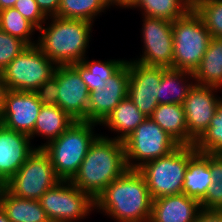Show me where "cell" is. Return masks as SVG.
I'll use <instances>...</instances> for the list:
<instances>
[{"mask_svg": "<svg viewBox=\"0 0 222 222\" xmlns=\"http://www.w3.org/2000/svg\"><path fill=\"white\" fill-rule=\"evenodd\" d=\"M141 57L132 59L145 65L172 68L173 33L172 22L154 17L143 16Z\"/></svg>", "mask_w": 222, "mask_h": 222, "instance_id": "11", "label": "cell"}, {"mask_svg": "<svg viewBox=\"0 0 222 222\" xmlns=\"http://www.w3.org/2000/svg\"><path fill=\"white\" fill-rule=\"evenodd\" d=\"M42 104L35 92L7 90L0 123L17 132L30 135Z\"/></svg>", "mask_w": 222, "mask_h": 222, "instance_id": "16", "label": "cell"}, {"mask_svg": "<svg viewBox=\"0 0 222 222\" xmlns=\"http://www.w3.org/2000/svg\"><path fill=\"white\" fill-rule=\"evenodd\" d=\"M192 8L201 17L211 36L222 38V0H192Z\"/></svg>", "mask_w": 222, "mask_h": 222, "instance_id": "31", "label": "cell"}, {"mask_svg": "<svg viewBox=\"0 0 222 222\" xmlns=\"http://www.w3.org/2000/svg\"><path fill=\"white\" fill-rule=\"evenodd\" d=\"M194 147L199 153L222 154V100L209 127L195 141Z\"/></svg>", "mask_w": 222, "mask_h": 222, "instance_id": "30", "label": "cell"}, {"mask_svg": "<svg viewBox=\"0 0 222 222\" xmlns=\"http://www.w3.org/2000/svg\"><path fill=\"white\" fill-rule=\"evenodd\" d=\"M150 118L180 146H188V129L182 104H159Z\"/></svg>", "mask_w": 222, "mask_h": 222, "instance_id": "24", "label": "cell"}, {"mask_svg": "<svg viewBox=\"0 0 222 222\" xmlns=\"http://www.w3.org/2000/svg\"><path fill=\"white\" fill-rule=\"evenodd\" d=\"M220 89L195 84L185 98L182 105L188 129V146H194L195 141L209 127L217 105L222 100L215 94Z\"/></svg>", "mask_w": 222, "mask_h": 222, "instance_id": "13", "label": "cell"}, {"mask_svg": "<svg viewBox=\"0 0 222 222\" xmlns=\"http://www.w3.org/2000/svg\"><path fill=\"white\" fill-rule=\"evenodd\" d=\"M147 117L138 110L127 96L114 108L107 118L100 124L116 132V140L124 141Z\"/></svg>", "mask_w": 222, "mask_h": 222, "instance_id": "23", "label": "cell"}, {"mask_svg": "<svg viewBox=\"0 0 222 222\" xmlns=\"http://www.w3.org/2000/svg\"><path fill=\"white\" fill-rule=\"evenodd\" d=\"M128 170L123 141L99 134L90 145L77 173L70 180L94 201Z\"/></svg>", "mask_w": 222, "mask_h": 222, "instance_id": "2", "label": "cell"}, {"mask_svg": "<svg viewBox=\"0 0 222 222\" xmlns=\"http://www.w3.org/2000/svg\"><path fill=\"white\" fill-rule=\"evenodd\" d=\"M109 2L112 7H114L115 5L122 9H129V7L135 2V0H109Z\"/></svg>", "mask_w": 222, "mask_h": 222, "instance_id": "39", "label": "cell"}, {"mask_svg": "<svg viewBox=\"0 0 222 222\" xmlns=\"http://www.w3.org/2000/svg\"><path fill=\"white\" fill-rule=\"evenodd\" d=\"M29 135L0 123V186H3L37 148Z\"/></svg>", "mask_w": 222, "mask_h": 222, "instance_id": "17", "label": "cell"}, {"mask_svg": "<svg viewBox=\"0 0 222 222\" xmlns=\"http://www.w3.org/2000/svg\"><path fill=\"white\" fill-rule=\"evenodd\" d=\"M17 0H0V11L6 8H11Z\"/></svg>", "mask_w": 222, "mask_h": 222, "instance_id": "40", "label": "cell"}, {"mask_svg": "<svg viewBox=\"0 0 222 222\" xmlns=\"http://www.w3.org/2000/svg\"><path fill=\"white\" fill-rule=\"evenodd\" d=\"M200 202L184 193L163 196L152 201L149 222H194Z\"/></svg>", "mask_w": 222, "mask_h": 222, "instance_id": "18", "label": "cell"}, {"mask_svg": "<svg viewBox=\"0 0 222 222\" xmlns=\"http://www.w3.org/2000/svg\"><path fill=\"white\" fill-rule=\"evenodd\" d=\"M123 144L130 170H138L145 163L167 156L180 146L150 117L141 122Z\"/></svg>", "mask_w": 222, "mask_h": 222, "instance_id": "7", "label": "cell"}, {"mask_svg": "<svg viewBox=\"0 0 222 222\" xmlns=\"http://www.w3.org/2000/svg\"><path fill=\"white\" fill-rule=\"evenodd\" d=\"M97 125L88 121H74L58 138L42 148L62 181H70L77 173L90 145L99 135L94 130Z\"/></svg>", "mask_w": 222, "mask_h": 222, "instance_id": "4", "label": "cell"}, {"mask_svg": "<svg viewBox=\"0 0 222 222\" xmlns=\"http://www.w3.org/2000/svg\"><path fill=\"white\" fill-rule=\"evenodd\" d=\"M172 68L194 73L212 38L201 17L191 8L183 17L172 22Z\"/></svg>", "mask_w": 222, "mask_h": 222, "instance_id": "5", "label": "cell"}, {"mask_svg": "<svg viewBox=\"0 0 222 222\" xmlns=\"http://www.w3.org/2000/svg\"><path fill=\"white\" fill-rule=\"evenodd\" d=\"M0 206L11 222H49L39 200L21 199L0 186Z\"/></svg>", "mask_w": 222, "mask_h": 222, "instance_id": "19", "label": "cell"}, {"mask_svg": "<svg viewBox=\"0 0 222 222\" xmlns=\"http://www.w3.org/2000/svg\"><path fill=\"white\" fill-rule=\"evenodd\" d=\"M195 84L192 72L167 68L159 85L158 104H183Z\"/></svg>", "mask_w": 222, "mask_h": 222, "instance_id": "22", "label": "cell"}, {"mask_svg": "<svg viewBox=\"0 0 222 222\" xmlns=\"http://www.w3.org/2000/svg\"><path fill=\"white\" fill-rule=\"evenodd\" d=\"M0 30L20 38L27 45H35L37 43V40H34L32 35L38 29L14 7L0 11Z\"/></svg>", "mask_w": 222, "mask_h": 222, "instance_id": "29", "label": "cell"}, {"mask_svg": "<svg viewBox=\"0 0 222 222\" xmlns=\"http://www.w3.org/2000/svg\"><path fill=\"white\" fill-rule=\"evenodd\" d=\"M129 8L141 9L142 16L173 22L183 17L192 8V0H135Z\"/></svg>", "mask_w": 222, "mask_h": 222, "instance_id": "27", "label": "cell"}, {"mask_svg": "<svg viewBox=\"0 0 222 222\" xmlns=\"http://www.w3.org/2000/svg\"><path fill=\"white\" fill-rule=\"evenodd\" d=\"M129 62L126 63L105 82L103 89L89 94L87 121L101 124L114 108L127 97L129 83Z\"/></svg>", "mask_w": 222, "mask_h": 222, "instance_id": "15", "label": "cell"}, {"mask_svg": "<svg viewBox=\"0 0 222 222\" xmlns=\"http://www.w3.org/2000/svg\"><path fill=\"white\" fill-rule=\"evenodd\" d=\"M50 221L77 222L95 210V201L70 181H60L39 199Z\"/></svg>", "mask_w": 222, "mask_h": 222, "instance_id": "10", "label": "cell"}, {"mask_svg": "<svg viewBox=\"0 0 222 222\" xmlns=\"http://www.w3.org/2000/svg\"><path fill=\"white\" fill-rule=\"evenodd\" d=\"M0 222H11L5 213V211L0 206Z\"/></svg>", "mask_w": 222, "mask_h": 222, "instance_id": "41", "label": "cell"}, {"mask_svg": "<svg viewBox=\"0 0 222 222\" xmlns=\"http://www.w3.org/2000/svg\"><path fill=\"white\" fill-rule=\"evenodd\" d=\"M13 7L37 29H39L45 21H48L35 0H17Z\"/></svg>", "mask_w": 222, "mask_h": 222, "instance_id": "34", "label": "cell"}, {"mask_svg": "<svg viewBox=\"0 0 222 222\" xmlns=\"http://www.w3.org/2000/svg\"><path fill=\"white\" fill-rule=\"evenodd\" d=\"M209 168V154L197 153L188 163L183 182V193L201 202L213 183Z\"/></svg>", "mask_w": 222, "mask_h": 222, "instance_id": "21", "label": "cell"}, {"mask_svg": "<svg viewBox=\"0 0 222 222\" xmlns=\"http://www.w3.org/2000/svg\"><path fill=\"white\" fill-rule=\"evenodd\" d=\"M7 90L8 89H7L6 83L4 82L2 75L0 73V115L4 108V101H5V95H6Z\"/></svg>", "mask_w": 222, "mask_h": 222, "instance_id": "38", "label": "cell"}, {"mask_svg": "<svg viewBox=\"0 0 222 222\" xmlns=\"http://www.w3.org/2000/svg\"><path fill=\"white\" fill-rule=\"evenodd\" d=\"M42 13L48 17H55L58 14L60 0H35Z\"/></svg>", "mask_w": 222, "mask_h": 222, "instance_id": "36", "label": "cell"}, {"mask_svg": "<svg viewBox=\"0 0 222 222\" xmlns=\"http://www.w3.org/2000/svg\"><path fill=\"white\" fill-rule=\"evenodd\" d=\"M194 222H222V210L201 209Z\"/></svg>", "mask_w": 222, "mask_h": 222, "instance_id": "37", "label": "cell"}, {"mask_svg": "<svg viewBox=\"0 0 222 222\" xmlns=\"http://www.w3.org/2000/svg\"><path fill=\"white\" fill-rule=\"evenodd\" d=\"M75 120L58 105L42 106L37 116L33 132L29 135L31 140L35 136H41L46 139L42 145L37 148H43L50 141L58 138L67 130Z\"/></svg>", "mask_w": 222, "mask_h": 222, "instance_id": "20", "label": "cell"}, {"mask_svg": "<svg viewBox=\"0 0 222 222\" xmlns=\"http://www.w3.org/2000/svg\"><path fill=\"white\" fill-rule=\"evenodd\" d=\"M53 75L59 87L57 105L75 121H87L89 90L72 65H58Z\"/></svg>", "mask_w": 222, "mask_h": 222, "instance_id": "14", "label": "cell"}, {"mask_svg": "<svg viewBox=\"0 0 222 222\" xmlns=\"http://www.w3.org/2000/svg\"><path fill=\"white\" fill-rule=\"evenodd\" d=\"M209 168L213 183L200 206L201 209L222 210V154H209Z\"/></svg>", "mask_w": 222, "mask_h": 222, "instance_id": "32", "label": "cell"}, {"mask_svg": "<svg viewBox=\"0 0 222 222\" xmlns=\"http://www.w3.org/2000/svg\"><path fill=\"white\" fill-rule=\"evenodd\" d=\"M60 181L49 155L42 148H36L3 186L21 199L39 200Z\"/></svg>", "mask_w": 222, "mask_h": 222, "instance_id": "8", "label": "cell"}, {"mask_svg": "<svg viewBox=\"0 0 222 222\" xmlns=\"http://www.w3.org/2000/svg\"><path fill=\"white\" fill-rule=\"evenodd\" d=\"M87 58L84 57L81 62L74 63L72 66L79 72L89 92L100 88L103 89L106 80L115 74L127 61L125 59L96 61Z\"/></svg>", "mask_w": 222, "mask_h": 222, "instance_id": "26", "label": "cell"}, {"mask_svg": "<svg viewBox=\"0 0 222 222\" xmlns=\"http://www.w3.org/2000/svg\"><path fill=\"white\" fill-rule=\"evenodd\" d=\"M37 98L40 100L42 106H53L58 103L59 87L57 78L52 75L35 91Z\"/></svg>", "mask_w": 222, "mask_h": 222, "instance_id": "35", "label": "cell"}, {"mask_svg": "<svg viewBox=\"0 0 222 222\" xmlns=\"http://www.w3.org/2000/svg\"><path fill=\"white\" fill-rule=\"evenodd\" d=\"M47 20L44 23L46 26L43 24L38 29V48L56 66L81 62L89 48L93 23L57 16L48 17Z\"/></svg>", "mask_w": 222, "mask_h": 222, "instance_id": "3", "label": "cell"}, {"mask_svg": "<svg viewBox=\"0 0 222 222\" xmlns=\"http://www.w3.org/2000/svg\"><path fill=\"white\" fill-rule=\"evenodd\" d=\"M109 7V0H60L57 17L94 23L96 17Z\"/></svg>", "mask_w": 222, "mask_h": 222, "instance_id": "28", "label": "cell"}, {"mask_svg": "<svg viewBox=\"0 0 222 222\" xmlns=\"http://www.w3.org/2000/svg\"><path fill=\"white\" fill-rule=\"evenodd\" d=\"M199 86L222 88V38L212 37L199 67L193 73Z\"/></svg>", "mask_w": 222, "mask_h": 222, "instance_id": "25", "label": "cell"}, {"mask_svg": "<svg viewBox=\"0 0 222 222\" xmlns=\"http://www.w3.org/2000/svg\"><path fill=\"white\" fill-rule=\"evenodd\" d=\"M27 46L20 38L0 30V73Z\"/></svg>", "mask_w": 222, "mask_h": 222, "instance_id": "33", "label": "cell"}, {"mask_svg": "<svg viewBox=\"0 0 222 222\" xmlns=\"http://www.w3.org/2000/svg\"><path fill=\"white\" fill-rule=\"evenodd\" d=\"M56 65L35 45H28L1 71L7 89L34 92L54 73Z\"/></svg>", "mask_w": 222, "mask_h": 222, "instance_id": "9", "label": "cell"}, {"mask_svg": "<svg viewBox=\"0 0 222 222\" xmlns=\"http://www.w3.org/2000/svg\"><path fill=\"white\" fill-rule=\"evenodd\" d=\"M197 153L194 146H179L169 155L149 161L138 169L153 200L183 193L185 171Z\"/></svg>", "mask_w": 222, "mask_h": 222, "instance_id": "6", "label": "cell"}, {"mask_svg": "<svg viewBox=\"0 0 222 222\" xmlns=\"http://www.w3.org/2000/svg\"><path fill=\"white\" fill-rule=\"evenodd\" d=\"M152 201L144 176L128 169L96 198L95 209L116 222H149Z\"/></svg>", "mask_w": 222, "mask_h": 222, "instance_id": "1", "label": "cell"}, {"mask_svg": "<svg viewBox=\"0 0 222 222\" xmlns=\"http://www.w3.org/2000/svg\"><path fill=\"white\" fill-rule=\"evenodd\" d=\"M129 83L127 96L140 112L150 117L159 105V85L166 67L145 65L129 59Z\"/></svg>", "mask_w": 222, "mask_h": 222, "instance_id": "12", "label": "cell"}]
</instances>
